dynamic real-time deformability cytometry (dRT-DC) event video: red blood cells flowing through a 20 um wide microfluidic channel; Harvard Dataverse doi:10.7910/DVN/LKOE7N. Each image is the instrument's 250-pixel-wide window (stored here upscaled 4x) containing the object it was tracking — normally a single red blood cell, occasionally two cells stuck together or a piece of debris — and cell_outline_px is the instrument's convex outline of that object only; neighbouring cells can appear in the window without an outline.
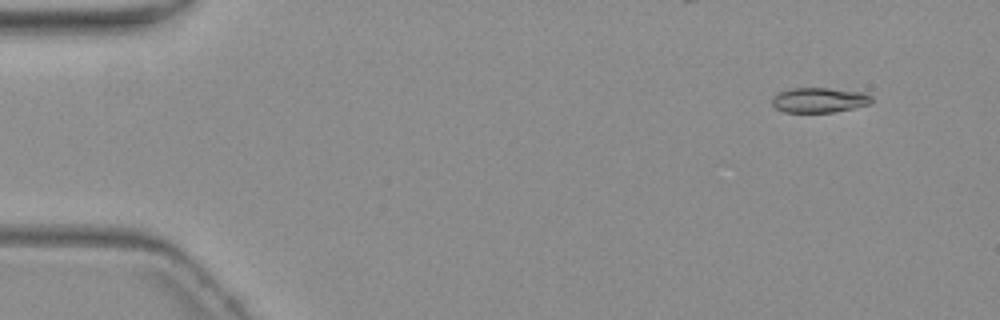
{"species": "common noctule bat (a hibernating species)", "species_latin": "Nyctalus noctula", "temperature_condition": "warm", "stored_images_in_passage": 6, "camera_frame_rate_fps": 3000, "um_per_image_px": 0.085, "animal": {"sex": "female", "body_mass_g": 19.3, "forearm_length_mm": 54.1}, "frame": {"image": 1, "passage_image": 2, "time_ms": 1.333, "image_size_px": [1000, 320], "cell_outline_px": [[872, 104], [832, 112], [784, 112], [776, 108], [772, 104], [772, 96], [780, 92], [792, 88], [828, 88], [864, 92], [872, 96]], "centroid_in_image_um": [69.65, 8.5], "position_along_channel_um": 15.4, "area_um2": 14.51}}
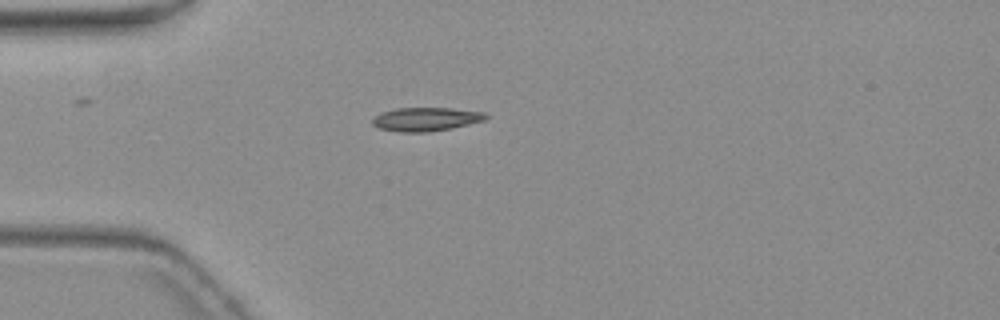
{"frame": {"image": 2, "passage_image": 5, "time_ms": 5.0, "image_size_px": [1000, 320], "cell_outline_px": [[488, 116], [484, 120], [452, 128], [424, 132], [400, 132], [380, 128], [372, 124], [372, 120], [380, 112], [396, 108], [448, 108], [484, 112]], "centroid_in_image_um": [36.18, 10.13], "position_along_channel_um": 48.8, "area_um2": 15.43}}